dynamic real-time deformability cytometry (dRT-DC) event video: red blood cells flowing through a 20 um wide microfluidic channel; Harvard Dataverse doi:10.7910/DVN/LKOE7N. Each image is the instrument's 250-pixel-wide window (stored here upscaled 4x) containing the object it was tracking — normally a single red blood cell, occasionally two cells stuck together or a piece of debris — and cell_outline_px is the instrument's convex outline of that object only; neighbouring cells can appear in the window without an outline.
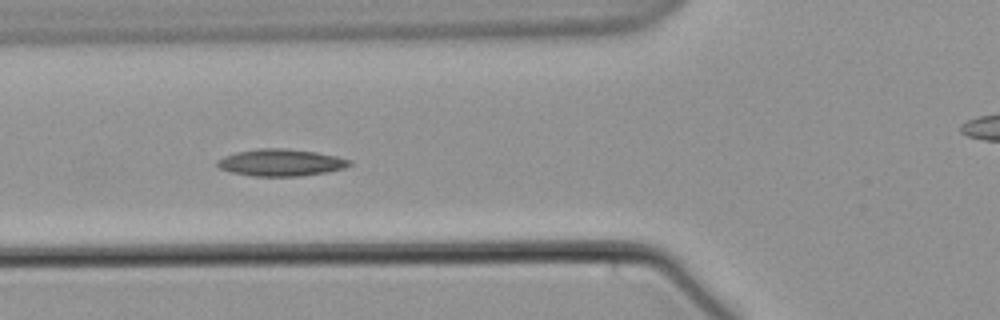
{"species": "common noctule bat (a hibernating species)", "species_latin": "Nyctalus noctula", "temperature_condition": "warm", "stored_images_in_passage": 9, "camera_frame_rate_fps": 3000, "um_per_image_px": 0.085, "animal": {"sex": "male", "body_mass_g": 21.5, "forearm_length_mm": 52.0}, "frame": {"image": 1, "passage_image": 6, "time_ms": 7.0, "image_size_px": [1000, 320], "cell_outline_px": [[352, 164], [344, 168], [328, 172], [300, 176], [252, 176], [232, 172], [220, 168], [216, 164], [216, 160], [224, 156], [236, 152], [260, 148], [288, 148], [316, 152], [336, 156], [352, 160]], "centroid_in_image_um": [23.89, 13.81], "position_along_channel_um": 101.9, "area_um2": 20.87}}
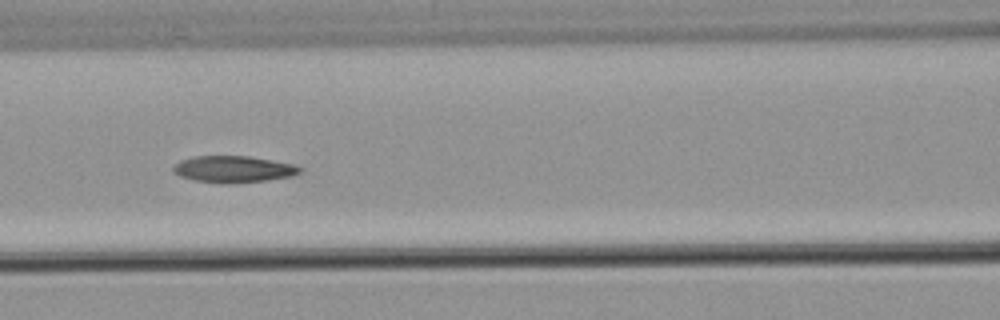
{"frame": {"image": 2, "passage_image": 7, "time_ms": 8.333, "image_size_px": [1000, 320], "cell_outline_px": [[304, 168], [300, 172], [292, 176], [268, 180], [196, 180], [180, 176], [172, 172], [172, 168], [180, 160], [192, 156], [248, 156], [296, 164]], "centroid_in_image_um": [19.88, 14.32], "position_along_channel_um": 146.7, "area_um2": 18.73}}